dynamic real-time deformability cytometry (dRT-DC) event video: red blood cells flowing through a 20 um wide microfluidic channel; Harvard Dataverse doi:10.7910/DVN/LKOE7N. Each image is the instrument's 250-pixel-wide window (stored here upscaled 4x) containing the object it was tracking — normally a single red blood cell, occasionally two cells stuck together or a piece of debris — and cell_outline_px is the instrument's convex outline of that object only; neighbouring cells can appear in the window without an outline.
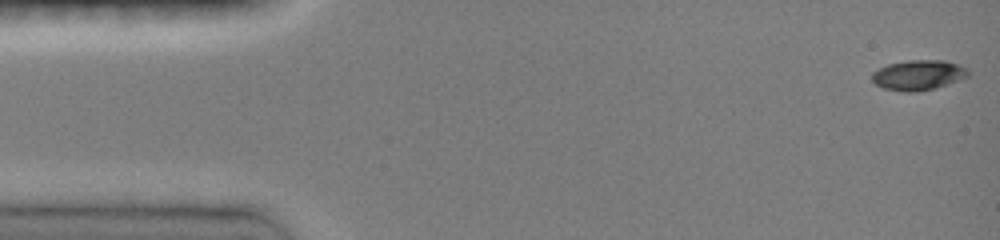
{"species": "common noctule bat (a hibernating species)", "species_latin": "Nyctalus noctula", "temperature_condition": "room temperature", "stored_images_in_passage": 17, "camera_frame_rate_fps": 3000, "um_per_image_px": 0.085, "animal": {"sex": "female", "body_mass_g": 19.0, "forearm_length_mm": 51.5}, "frame": {"image": 1, "passage_image": 1, "time_ms": 0.0, "image_size_px": [1000, 240], "cell_outline_px": [[968, 76], [948, 84], [936, 88], [916, 92], [904, 92], [884, 88], [876, 84], [872, 80], [872, 72], [888, 64], [908, 60], [944, 60], [960, 64], [968, 68]], "centroid_in_image_um": [78.08, 6.38], "position_along_channel_um": 6.9, "area_um2": 16.94}}
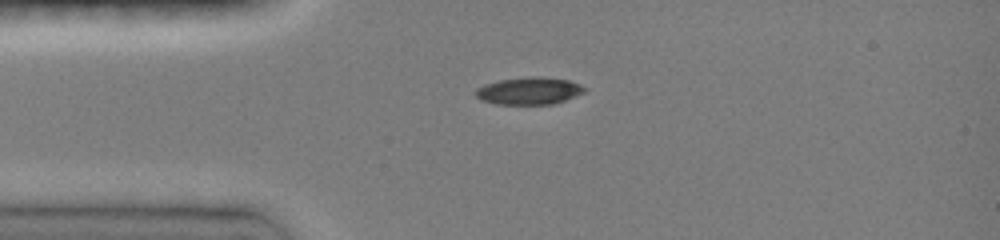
{"frame": {"image": 2, "passage_image": 7, "time_ms": 3.333, "image_size_px": [1000, 240], "cell_outline_px": [[584, 92], [564, 100], [552, 104], [496, 104], [484, 100], [476, 96], [476, 88], [484, 84], [500, 80], [528, 76], [540, 76], [568, 80], [580, 84], [584, 88]], "centroid_in_image_um": [44.96, 7.71], "position_along_channel_um": 40.0, "area_um2": 17.11}}
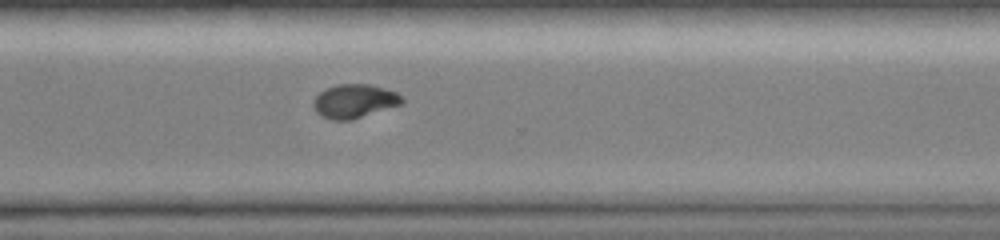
{"frame": {"image": 3, "passage_image": 17, "time_ms": 11.0, "image_size_px": [1000, 240], "cell_outline_px": [[404, 104], [352, 120], [332, 120], [320, 116], [316, 112], [312, 104], [312, 100], [320, 92], [336, 84], [368, 84], [384, 88], [396, 92], [404, 100]], "centroid_in_image_um": [30.12, 8.61], "position_along_channel_um": 340.5, "area_um2": 17.63}}